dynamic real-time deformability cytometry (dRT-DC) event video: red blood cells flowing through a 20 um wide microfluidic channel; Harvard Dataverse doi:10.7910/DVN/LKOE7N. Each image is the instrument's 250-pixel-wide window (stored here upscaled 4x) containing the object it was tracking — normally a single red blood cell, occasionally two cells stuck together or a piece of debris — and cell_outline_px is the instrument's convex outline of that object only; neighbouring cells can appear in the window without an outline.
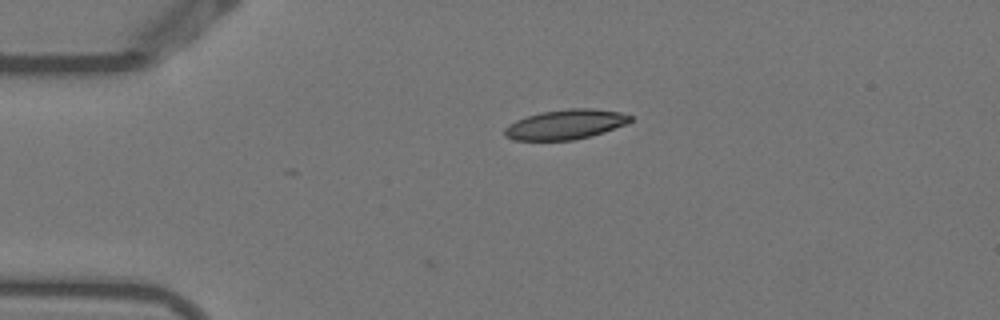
{"species": "Egyptian fruit bat (a non-hibernating species)", "species_latin": "Rousettus aegyptiacus", "temperature_condition": "warm", "stored_images_in_passage": 34, "camera_frame_rate_fps": 3000, "um_per_image_px": 0.085, "animal": {"sex": "female"}, "frame": {"image": 1, "passage_image": 1, "time_ms": 0.0, "image_size_px": [1000, 320], "cell_outline_px": [[632, 120], [628, 124], [604, 132], [572, 140], [512, 140], [504, 136], [504, 128], [516, 120], [540, 112], [568, 108], [592, 108], [620, 112], [632, 116]], "centroid_in_image_um": [48.08, 10.57], "position_along_channel_um": 36.9, "area_um2": 21.85}}
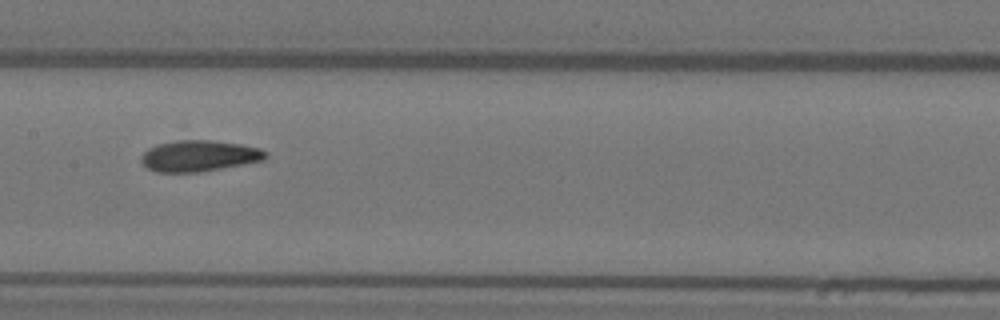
{"frame": {"image": 2, "passage_image": 16, "time_ms": 5.0, "image_size_px": [1000, 320], "cell_outline_px": [[268, 156], [264, 160], [220, 168], [196, 172], [156, 172], [148, 168], [140, 160], [144, 152], [148, 148], [156, 144], [176, 140], [212, 140], [240, 144], [260, 148], [268, 152]], "centroid_in_image_um": [16.92, 13.24], "position_along_channel_um": 190.5, "area_um2": 22.48}}
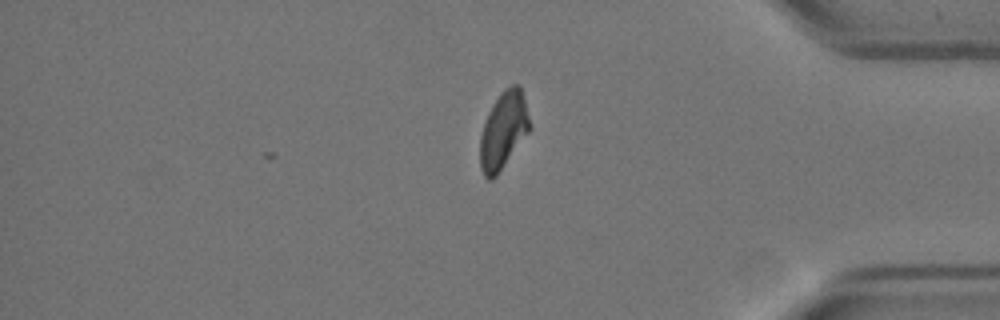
{"frame": {"image": 3, "passage_image": 34, "time_ms": 11.0, "image_size_px": [1000, 320], "cell_outline_px": [[532, 128], [496, 176], [492, 180], [488, 180], [484, 176], [480, 168], [480, 136], [488, 112], [492, 104], [500, 92], [504, 88], [512, 84], [520, 84]], "centroid_in_image_um": [42.79, 11.07], "position_along_channel_um": 392.4, "area_um2": 22.43}, "authors_computed_cell_mechanics": {"area_um2": 22.542, "velocity_mm_per_s": 3.7914, "shape_relaxation_time_tau1_ms": null, "shape_relaxation_time_tau2_ms": 1.9206, "deformation_change_tau1": null, "deformation_change_tau2": 0.0722}}